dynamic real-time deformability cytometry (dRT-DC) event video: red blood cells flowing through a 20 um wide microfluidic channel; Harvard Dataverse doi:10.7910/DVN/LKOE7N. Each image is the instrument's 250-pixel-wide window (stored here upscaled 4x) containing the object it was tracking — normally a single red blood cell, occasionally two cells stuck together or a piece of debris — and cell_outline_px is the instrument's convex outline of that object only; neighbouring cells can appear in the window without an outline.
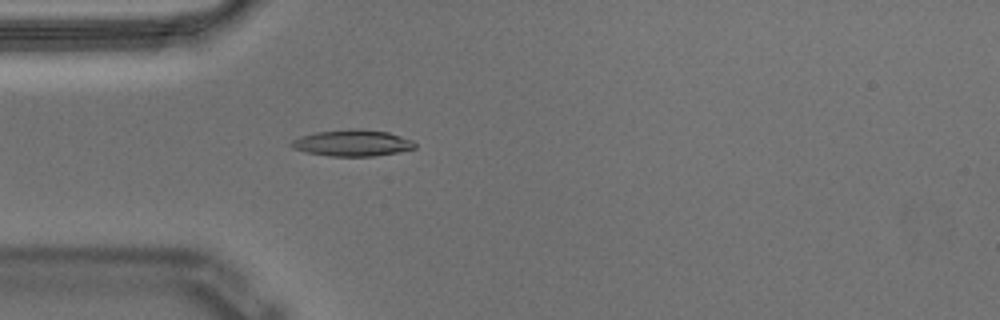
{"species": "Egyptian fruit bat (a non-hibernating species)", "species_latin": "Rousettus aegyptiacus", "temperature_condition": "warm", "stored_images_in_passage": 44, "camera_frame_rate_fps": 3000, "um_per_image_px": 0.085, "animal": {"sex": "male"}, "frame": {"image": 1, "passage_image": 4, "time_ms": 1.0, "image_size_px": [1000, 320], "cell_outline_px": [[416, 148], [396, 152], [372, 156], [328, 156], [304, 152], [292, 148], [288, 144], [292, 140], [300, 136], [316, 132], [348, 128], [356, 128], [388, 132], [412, 140], [416, 144]], "centroid_in_image_um": [29.89, 12.15], "position_along_channel_um": 55.1, "area_um2": 19.13}}
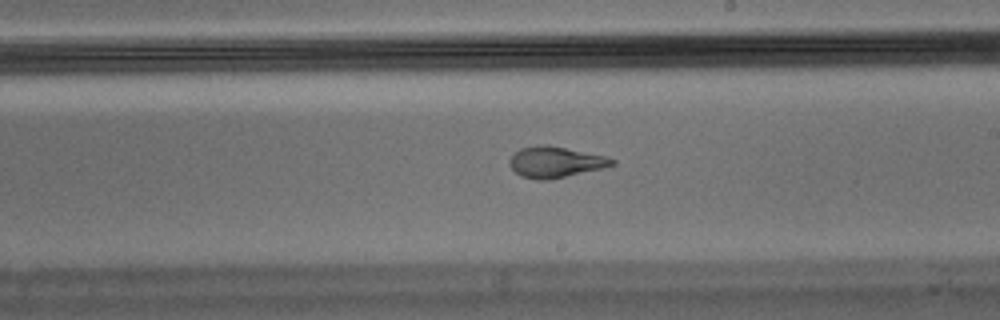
{"frame": {"image": 2, "passage_image": 20, "time_ms": 6.333, "image_size_px": [1000, 320], "cell_outline_px": [[616, 164], [604, 168], [548, 180], [536, 180], [520, 176], [508, 164], [508, 160], [520, 148], [536, 144], [548, 144], [608, 156], [616, 160]], "centroid_in_image_um": [47.22, 13.76], "position_along_channel_um": 241.8, "area_um2": 18.84}}
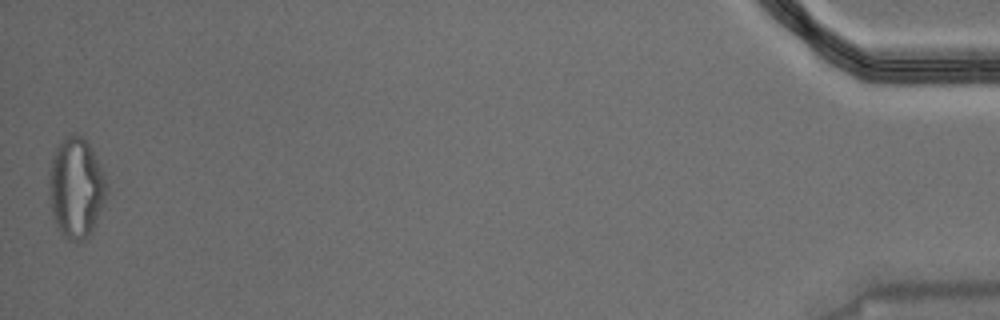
{"frame": {"image": 3, "passage_image": 44, "time_ms": 14.333, "image_size_px": [1000, 320], "cell_outline_px": [[104, 200], [96, 224], [92, 232], [88, 236], [80, 240], [68, 240], [60, 232], [52, 216], [48, 200], [48, 192], [52, 156], [56, 148], [64, 136], [72, 132], [76, 132], [84, 136], [92, 148], [104, 172]], "centroid_in_image_um": [6.43, 15.92], "position_along_channel_um": 428.8, "area_um2": 33.76}, "authors_computed_cell_mechanics": {"area_um2": 18.8428, "velocity_mm_per_s": 3.5517, "shape_relaxation_time_tau1_ms": null, "shape_relaxation_time_tau2_ms": 1.4905, "deformation_change_tau1": null, "deformation_change_tau2": 0.0861}}